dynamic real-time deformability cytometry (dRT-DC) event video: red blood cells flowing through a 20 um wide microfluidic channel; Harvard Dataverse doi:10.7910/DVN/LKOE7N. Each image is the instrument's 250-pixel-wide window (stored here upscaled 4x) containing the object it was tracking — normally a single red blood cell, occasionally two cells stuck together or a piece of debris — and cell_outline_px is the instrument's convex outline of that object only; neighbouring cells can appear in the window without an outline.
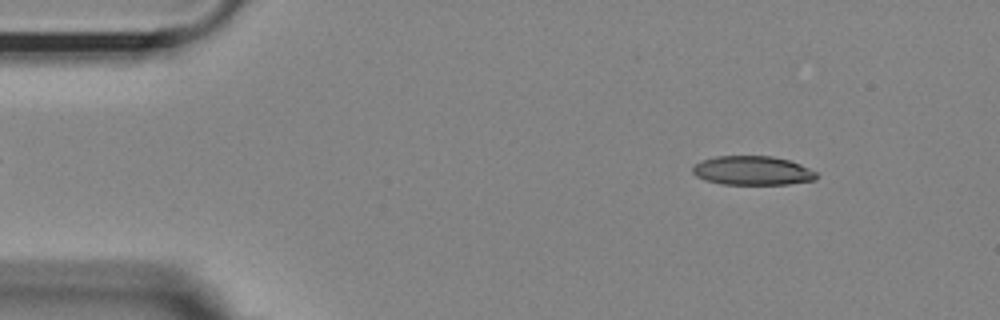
{"species": "Egyptian fruit bat (a non-hibernating species)", "species_latin": "Rousettus aegyptiacus", "temperature_condition": "room temperature", "stored_images_in_passage": 54, "camera_frame_rate_fps": 3000, "um_per_image_px": 0.085, "animal": {"sex": "female"}, "frame": {"image": 1, "passage_image": 6, "time_ms": 1.667, "image_size_px": [1000, 320], "cell_outline_px": [[820, 176], [816, 180], [788, 184], [720, 184], [704, 180], [696, 176], [692, 172], [692, 168], [700, 160], [716, 156], [772, 156], [788, 160], [800, 164], [816, 172]], "centroid_in_image_um": [63.96, 14.5], "position_along_channel_um": 21.0, "area_um2": 21.1}}
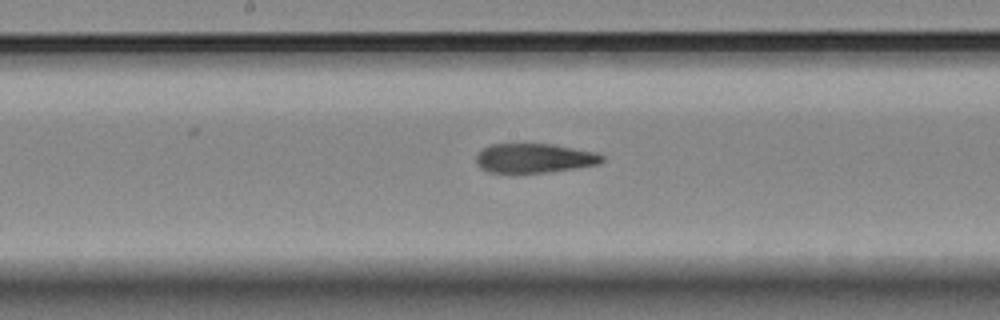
{"frame": {"image": 2, "passage_image": 27, "time_ms": 8.667, "image_size_px": [1000, 320], "cell_outline_px": [[604, 160], [600, 164], [576, 168], [548, 172], [488, 172], [480, 168], [476, 164], [476, 156], [484, 148], [492, 144], [552, 144], [596, 152], [604, 156]], "centroid_in_image_um": [45.44, 13.44], "position_along_channel_um": 202.8, "area_um2": 21.44}}
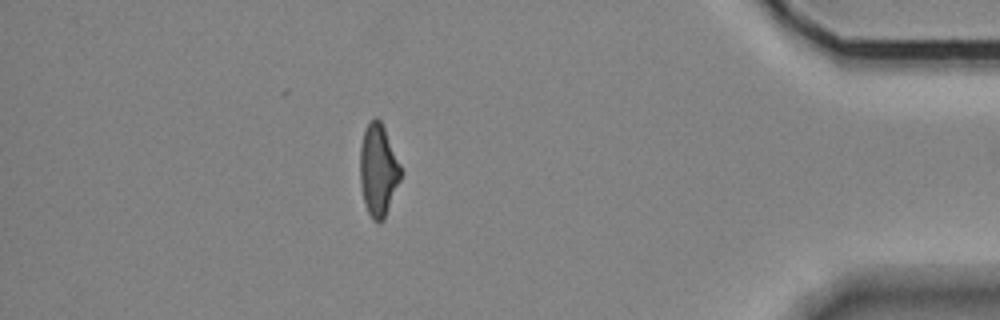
{"frame": {"image": 3, "passage_image": 47, "time_ms": 15.333, "image_size_px": [1000, 320], "cell_outline_px": [[404, 172], [384, 220], [380, 224], [372, 220], [368, 212], [364, 200], [360, 184], [360, 148], [364, 132], [368, 120], [376, 116], [380, 120], [384, 128]], "centroid_in_image_um": [32.17, 14.48], "position_along_channel_um": 403.0, "area_um2": 22.14}, "authors_computed_cell_mechanics": {"area_um2": 22.2241, "velocity_mm_per_s": 3.6497, "shape_relaxation_time_tau1_ms": null, "shape_relaxation_time_tau2_ms": 4.4457, "deformation_change_tau1": null, "deformation_change_tau2": 0.1415}}